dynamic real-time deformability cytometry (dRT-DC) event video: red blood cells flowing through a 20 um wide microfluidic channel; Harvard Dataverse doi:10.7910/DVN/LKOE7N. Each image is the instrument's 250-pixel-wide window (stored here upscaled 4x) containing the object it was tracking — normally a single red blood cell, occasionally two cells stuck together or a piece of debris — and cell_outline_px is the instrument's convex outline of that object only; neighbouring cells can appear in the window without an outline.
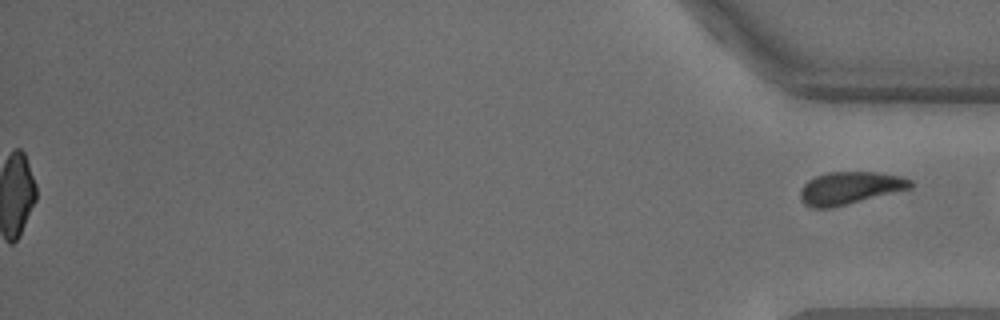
{"species": "common noctule bat (a hibernating species)", "species_latin": "Nyctalus noctula", "temperature_condition": "warm", "stored_images_in_passage": 34, "segment_of_instrument_passage": [2, 2], "camera_frame_rate_fps": 3000, "um_per_image_px": 0.085, "animal": {"sex": "male", "body_mass_g": 18.8}, "frame": {"image": 1, "passage_image": 34, "time_ms": 11.0, "image_size_px": [1000, 320], "cell_outline_px": [[912, 188], [832, 208], [812, 208], [804, 204], [800, 200], [800, 188], [808, 180], [816, 176], [828, 172], [876, 172], [900, 176], [912, 180]], "centroid_in_image_um": [72.21, 15.99], "position_along_channel_um": 363.0, "area_um2": 20.98}}